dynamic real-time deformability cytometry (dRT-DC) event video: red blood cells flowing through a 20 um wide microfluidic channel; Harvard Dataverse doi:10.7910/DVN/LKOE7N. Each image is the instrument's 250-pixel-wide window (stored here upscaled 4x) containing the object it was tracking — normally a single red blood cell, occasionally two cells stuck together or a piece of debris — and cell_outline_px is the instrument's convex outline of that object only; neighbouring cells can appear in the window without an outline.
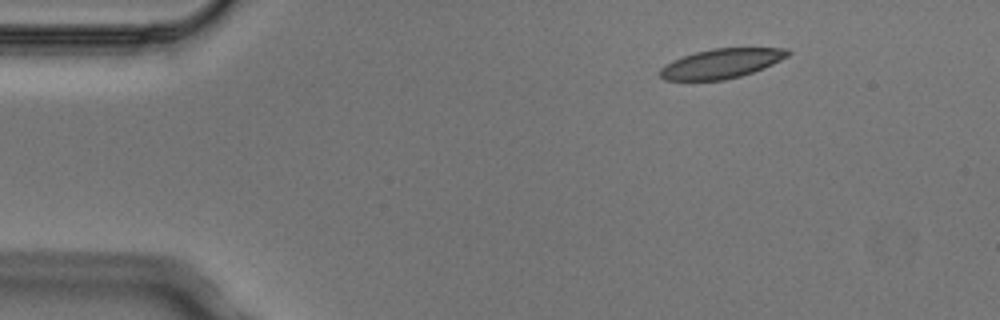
{"species": "Egyptian fruit bat (a non-hibernating species)", "species_latin": "Rousettus aegyptiacus", "temperature_condition": "cold", "stored_images_in_passage": 4, "camera_frame_rate_fps": 3000, "um_per_image_px": 0.085, "animal": {"sex": "male"}, "frame": {"image": 1, "passage_image": 4, "time_ms": 1.0, "image_size_px": [1000, 320], "cell_outline_px": [[792, 52], [788, 56], [764, 68], [740, 76], [724, 80], [664, 80], [660, 76], [660, 68], [672, 60], [696, 52], [712, 48], [788, 48]], "centroid_in_image_um": [61.33, 5.39], "position_along_channel_um": 23.7, "area_um2": 21.91}}